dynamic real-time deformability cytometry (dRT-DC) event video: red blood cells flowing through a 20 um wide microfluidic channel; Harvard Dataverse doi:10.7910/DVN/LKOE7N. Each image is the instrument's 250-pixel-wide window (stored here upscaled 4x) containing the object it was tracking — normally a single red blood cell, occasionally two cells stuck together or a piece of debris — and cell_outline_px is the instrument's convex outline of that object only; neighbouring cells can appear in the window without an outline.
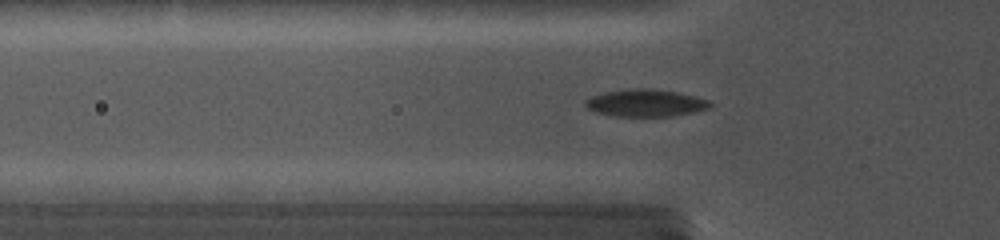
{"species": "common noctule bat (a hibernating species)", "species_latin": "Nyctalus noctula", "temperature_condition": "cold", "stored_images_in_passage": 27, "camera_frame_rate_fps": 5000, "um_per_image_px": 0.085, "animal": {"sex": "female", "body_mass_g": 19.0, "forearm_length_mm": 56.7}, "frame": {"image": 1, "passage_image": 3, "time_ms": 0.8, "image_size_px": [1000, 240], "cell_outline_px": [[712, 104], [708, 108], [692, 112], [672, 116], [612, 116], [596, 112], [588, 108], [584, 104], [584, 100], [592, 96], [604, 92], [628, 88], [652, 88], [676, 92], [708, 100]], "centroid_in_image_um": [54.81, 8.74], "position_along_channel_um": 71.0, "area_um2": 19.71}}
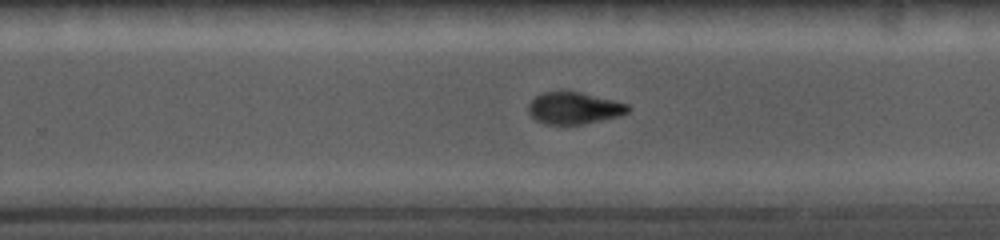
{"frame": {"image": 2, "passage_image": 18, "time_ms": 6.2, "image_size_px": [1000, 240], "cell_outline_px": [[632, 108], [628, 112], [616, 116], [584, 124], [544, 124], [536, 120], [528, 112], [528, 104], [536, 96], [544, 92], [580, 92], [628, 104]], "centroid_in_image_um": [48.77, 9.19], "position_along_channel_um": 281.0, "area_um2": 18.21}}
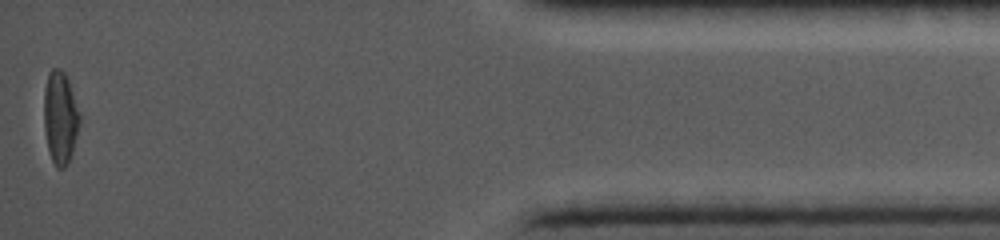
{"frame": {"image": 3, "passage_image": 27, "time_ms": 11.4, "image_size_px": [1000, 240], "cell_outline_px": [[80, 120], [72, 152], [64, 168], [56, 168], [52, 160], [48, 148], [44, 128], [44, 88], [48, 72], [52, 68], [60, 68], [64, 72], [68, 80], [80, 116]], "centroid_in_image_um": [5.09, 9.96], "position_along_channel_um": 430.1, "area_um2": 19.02}}